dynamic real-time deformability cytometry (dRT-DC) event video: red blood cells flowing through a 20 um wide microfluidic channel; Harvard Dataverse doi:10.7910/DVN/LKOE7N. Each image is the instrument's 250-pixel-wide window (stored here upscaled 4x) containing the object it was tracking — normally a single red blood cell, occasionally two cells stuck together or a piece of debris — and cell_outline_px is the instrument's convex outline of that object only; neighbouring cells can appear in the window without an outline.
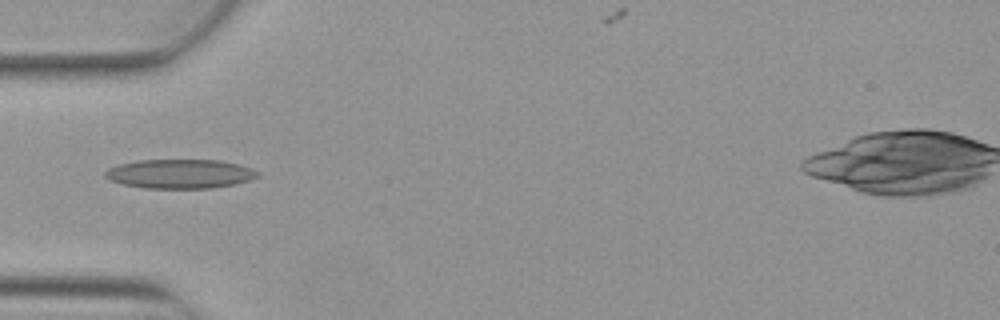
{"species": "Egyptian fruit bat (a non-hibernating species)", "species_latin": "Rousettus aegyptiacus", "temperature_condition": "warm", "stored_images_in_passage": 6, "camera_frame_rate_fps": 3000, "um_per_image_px": 0.085, "animal": {"sex": "female"}, "frame": {"image": 1, "passage_image": 5, "time_ms": 1.333, "image_size_px": [1000, 320], "cell_outline_px": [[260, 176], [236, 184], [212, 188], [144, 188], [124, 184], [112, 180], [104, 176], [104, 172], [108, 168], [120, 164], [136, 160], [220, 160], [252, 168], [260, 172]], "centroid_in_image_um": [15.32, 14.77], "position_along_channel_um": 69.7, "area_um2": 25.89}}
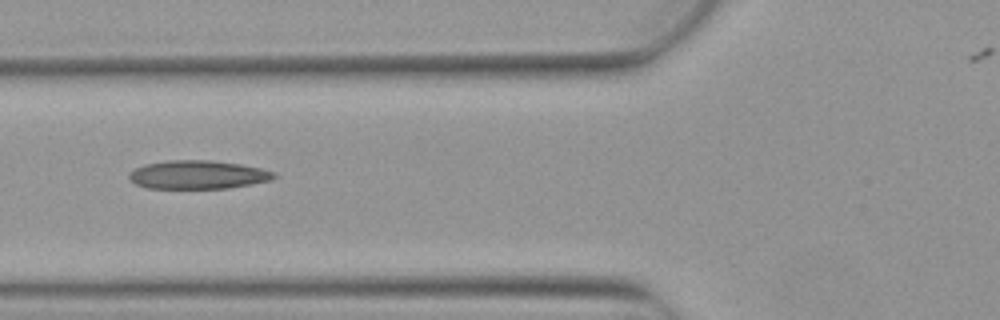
{"frame": {"image": 2, "passage_image": 6, "time_ms": 1.667, "image_size_px": [1000, 320], "cell_outline_px": [[276, 176], [272, 180], [228, 188], [148, 188], [136, 184], [128, 180], [128, 176], [136, 168], [144, 164], [168, 160], [212, 160], [240, 164], [260, 168], [276, 172]], "centroid_in_image_um": [16.82, 14.84], "position_along_channel_um": 109.0, "area_um2": 24.04}}